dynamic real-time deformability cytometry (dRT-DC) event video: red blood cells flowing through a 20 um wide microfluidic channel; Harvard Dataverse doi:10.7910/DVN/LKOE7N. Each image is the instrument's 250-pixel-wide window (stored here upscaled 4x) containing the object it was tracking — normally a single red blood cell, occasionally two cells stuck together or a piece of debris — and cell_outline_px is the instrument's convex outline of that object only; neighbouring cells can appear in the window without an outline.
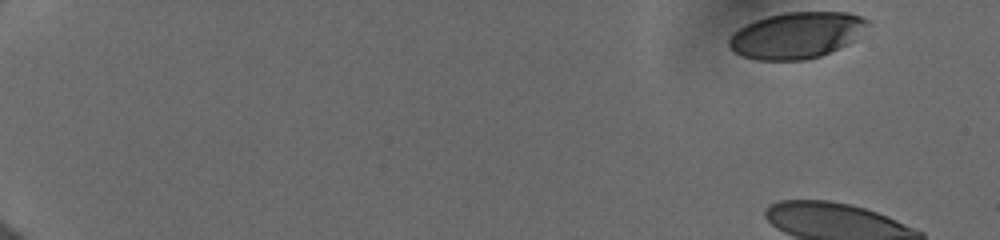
{"species": "human", "species_latin": "Homo sapiens", "temperature_condition": "cold", "stored_images_in_passage": 10, "camera_frame_rate_fps": 3000, "um_per_image_px": 0.085, "donor": {"sex": "female"}, "frame": {"image": 1, "passage_image": 1, "time_ms": 0.0, "image_size_px": [1000, 240], "cell_outline_px": [[868, 24], [856, 40], [840, 48], [820, 56], [804, 60], [756, 60], [744, 56], [736, 52], [728, 44], [728, 40], [732, 32], [756, 20], [768, 16], [784, 12], [848, 12], [860, 16], [868, 20]], "centroid_in_image_um": [67.73, 3.0], "position_along_channel_um": 17.3, "area_um2": 37.28}}